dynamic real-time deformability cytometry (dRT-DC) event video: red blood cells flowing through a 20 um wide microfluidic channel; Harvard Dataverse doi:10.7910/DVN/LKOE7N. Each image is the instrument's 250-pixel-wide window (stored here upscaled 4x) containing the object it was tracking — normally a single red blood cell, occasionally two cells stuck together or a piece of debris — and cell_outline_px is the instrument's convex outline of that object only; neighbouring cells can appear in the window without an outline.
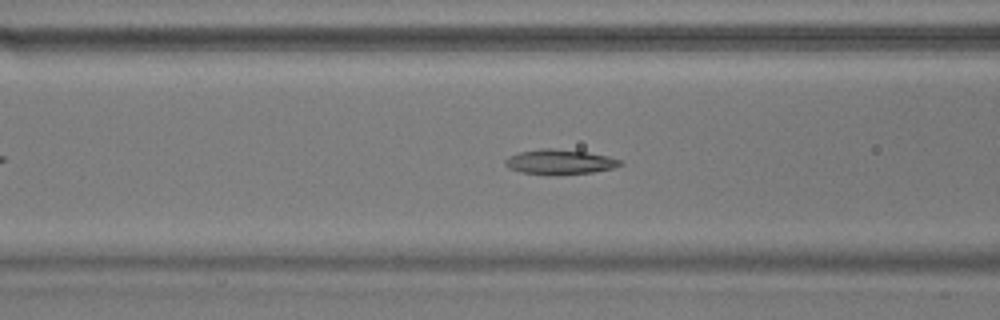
{"species": "common noctule bat (a hibernating species)", "species_latin": "Nyctalus noctula", "temperature_condition": "warm", "stored_images_in_passage": 51, "camera_frame_rate_fps": 3000, "um_per_image_px": 0.085, "animal": {"sex": "male", "body_mass_g": 17.9}, "frame": {"image": 1, "passage_image": 17, "time_ms": 5.333, "image_size_px": [1000, 320], "cell_outline_px": [[624, 164], [612, 168], [592, 172], [560, 176], [548, 176], [520, 172], [508, 168], [504, 164], [504, 160], [508, 156], [520, 152], [540, 148], [548, 148], [588, 152], [608, 156], [620, 160]], "centroid_in_image_um": [47.53, 13.78], "position_along_channel_um": 119.1, "area_um2": 17.05}}
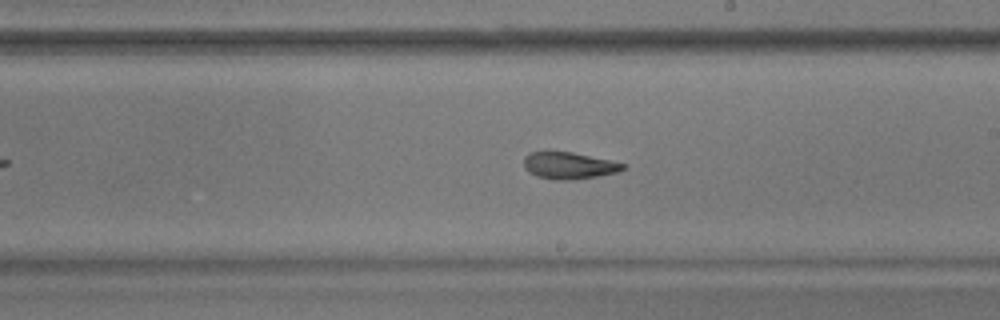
{"frame": {"image": 2, "passage_image": 27, "time_ms": 8.667, "image_size_px": [1000, 320], "cell_outline_px": [[628, 168], [620, 172], [572, 180], [552, 180], [536, 176], [528, 172], [524, 168], [524, 156], [528, 152], [548, 148], [572, 152], [628, 164]], "centroid_in_image_um": [48.32, 14.03], "position_along_channel_um": 240.7, "area_um2": 16.36}}
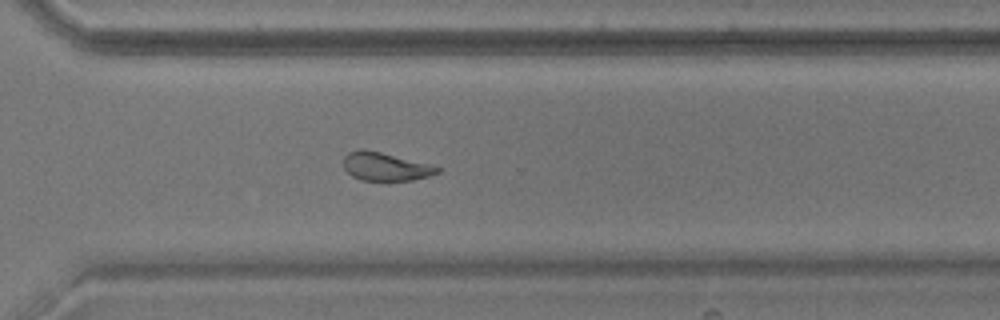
{"frame": {"image": 3, "passage_image": 35, "time_ms": 11.333, "image_size_px": [1000, 320], "cell_outline_px": [[440, 172], [428, 176], [412, 180], [360, 180], [352, 176], [344, 168], [344, 156], [348, 152], [360, 148], [364, 148], [432, 164], [440, 168]], "centroid_in_image_um": [32.75, 14.14], "position_along_channel_um": 337.8, "area_um2": 15.55}}